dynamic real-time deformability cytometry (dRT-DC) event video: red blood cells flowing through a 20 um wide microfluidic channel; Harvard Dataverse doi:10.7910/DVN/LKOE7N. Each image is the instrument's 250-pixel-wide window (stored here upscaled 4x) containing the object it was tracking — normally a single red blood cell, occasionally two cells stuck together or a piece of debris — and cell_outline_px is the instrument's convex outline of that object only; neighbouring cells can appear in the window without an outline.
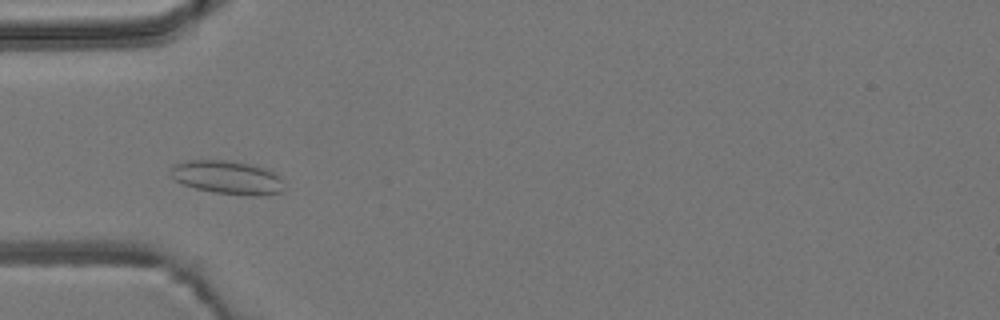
{"species": "common noctule bat (a hibernating species)", "species_latin": "Nyctalus noctula", "temperature_condition": "room temperature", "stored_images_in_passage": 5, "camera_frame_rate_fps": 3000, "um_per_image_px": 0.085, "animal": {"sex": "male", "body_mass_g": 19.2, "forearm_length_mm": 51.8}, "frame": {"image": 1, "passage_image": 3, "time_ms": 2.333, "image_size_px": [1000, 320], "cell_outline_px": [[280, 192], [260, 196], [252, 196], [216, 192], [196, 188], [184, 184], [176, 180], [168, 172], [168, 168], [172, 164], [184, 160], [228, 160], [248, 164], [264, 168], [280, 176]], "centroid_in_image_um": [19.23, 15.06], "position_along_channel_um": 65.8, "area_um2": 21.91}}
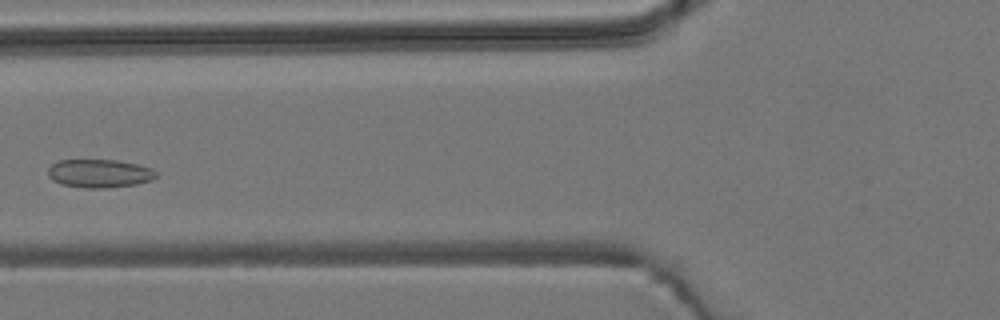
{"frame": {"image": 2, "passage_image": 4, "time_ms": 3.667, "image_size_px": [1000, 320], "cell_outline_px": [[156, 176], [152, 180], [136, 184], [104, 188], [84, 188], [60, 184], [52, 180], [48, 176], [48, 168], [52, 164], [60, 160], [116, 160], [136, 164], [152, 168], [156, 172]], "centroid_in_image_um": [8.43, 14.74], "position_along_channel_um": 117.4, "area_um2": 17.86}}
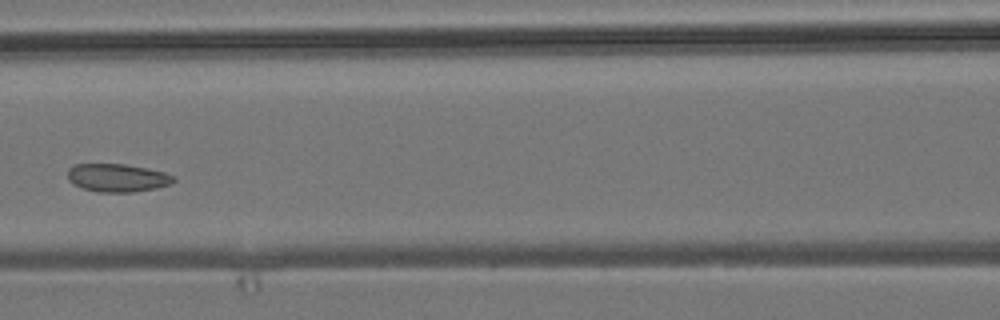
{"frame": {"image": 3, "passage_image": 5, "time_ms": 4.667, "image_size_px": [1000, 320], "cell_outline_px": [[176, 180], [172, 184], [156, 188], [132, 192], [100, 192], [84, 188], [72, 184], [68, 180], [68, 168], [76, 164], [124, 164], [148, 168], [164, 172], [176, 176]], "centroid_in_image_um": [10.01, 15.11], "position_along_channel_um": 156.6, "area_um2": 17.46}}